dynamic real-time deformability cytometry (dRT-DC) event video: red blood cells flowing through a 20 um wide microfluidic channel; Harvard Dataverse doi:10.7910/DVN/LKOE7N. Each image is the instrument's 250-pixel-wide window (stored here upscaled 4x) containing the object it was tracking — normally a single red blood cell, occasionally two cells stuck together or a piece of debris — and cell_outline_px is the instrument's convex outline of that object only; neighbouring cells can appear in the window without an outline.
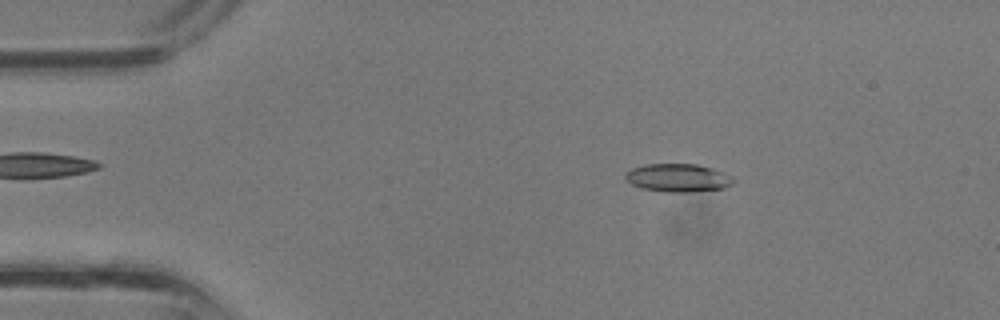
{"species": "common noctule bat (a hibernating species)", "species_latin": "Nyctalus noctula", "temperature_condition": "room temperature", "stored_images_in_passage": 36, "camera_frame_rate_fps": 3000, "um_per_image_px": 0.085, "animal": {"sex": "male", "body_mass_g": 13.3}, "frame": {"image": 1, "passage_image": 6, "time_ms": 1.667, "image_size_px": [1000, 320], "cell_outline_px": [[736, 180], [732, 184], [724, 188], [688, 192], [664, 192], [644, 188], [632, 184], [624, 176], [624, 172], [632, 168], [644, 164], [696, 164], [712, 168], [732, 176]], "centroid_in_image_um": [57.63, 15.11], "position_along_channel_um": 27.4, "area_um2": 17.69}}
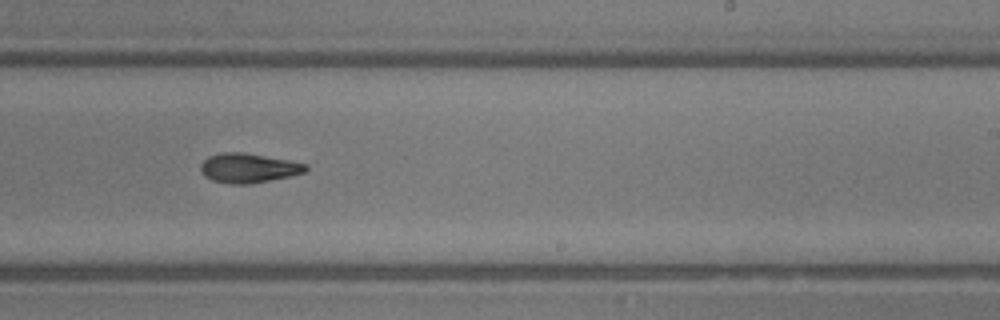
{"frame": {"image": 2, "passage_image": 22, "time_ms": 7.0, "image_size_px": [1000, 320], "cell_outline_px": [[308, 168], [304, 172], [292, 176], [248, 184], [228, 184], [212, 180], [204, 176], [200, 172], [200, 164], [208, 156], [224, 152], [240, 152], [288, 160], [308, 164]], "centroid_in_image_um": [21.09, 14.29], "position_along_channel_um": 267.9, "area_um2": 18.03}}
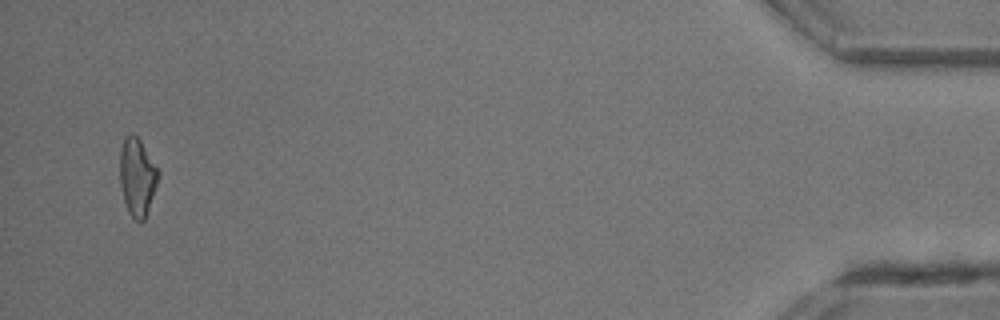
{"frame": {"image": 3, "passage_image": 35, "time_ms": 11.333, "image_size_px": [1000, 320], "cell_outline_px": [[160, 176], [144, 220], [140, 224], [128, 212], [124, 200], [120, 184], [120, 152], [124, 140], [132, 132], [140, 140], [160, 172]], "centroid_in_image_um": [11.67, 15.06], "position_along_channel_um": 423.5, "area_um2": 17.22}}